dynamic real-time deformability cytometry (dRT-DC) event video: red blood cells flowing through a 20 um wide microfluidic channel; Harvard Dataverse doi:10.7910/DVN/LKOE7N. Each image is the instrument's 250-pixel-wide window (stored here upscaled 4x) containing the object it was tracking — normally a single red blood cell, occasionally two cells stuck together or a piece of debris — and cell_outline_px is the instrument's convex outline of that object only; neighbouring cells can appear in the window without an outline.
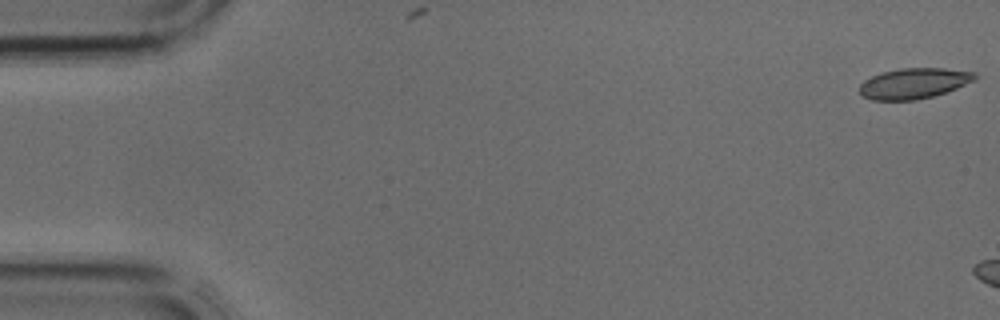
{"species": "common noctule bat (a hibernating species)", "species_latin": "Nyctalus noctula", "temperature_condition": "cold", "stored_images_in_passage": 5, "camera_frame_rate_fps": 3000, "um_per_image_px": 0.085, "animal": {"sex": "male", "body_mass_g": 17.9, "forearm_length_mm": 54.2}, "frame": {"image": 1, "passage_image": 1, "time_ms": 0.0, "image_size_px": [1000, 320], "cell_outline_px": [[976, 80], [956, 88], [932, 96], [916, 100], [872, 100], [864, 96], [860, 92], [860, 84], [864, 80], [880, 72], [900, 68], [944, 68], [976, 72]], "centroid_in_image_um": [77.68, 7.07], "position_along_channel_um": 7.3, "area_um2": 20.52}}